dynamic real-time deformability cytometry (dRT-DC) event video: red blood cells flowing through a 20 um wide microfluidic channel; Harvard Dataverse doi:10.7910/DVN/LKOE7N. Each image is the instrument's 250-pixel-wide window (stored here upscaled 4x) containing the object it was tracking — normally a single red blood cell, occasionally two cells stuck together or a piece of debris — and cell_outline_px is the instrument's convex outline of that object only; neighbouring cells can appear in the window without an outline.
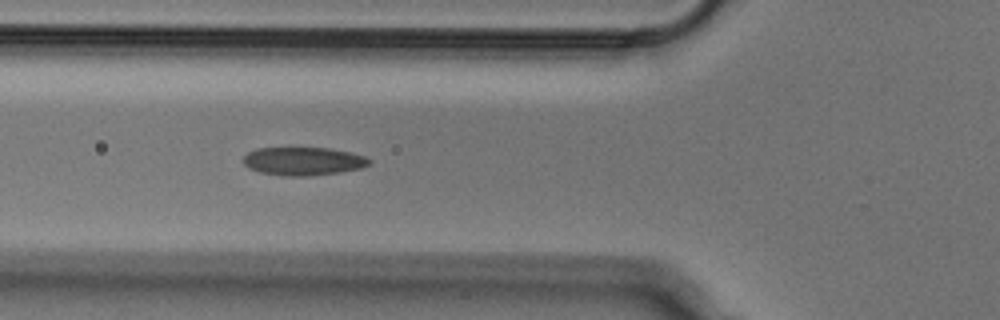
{"species": "Egyptian fruit bat (a non-hibernating species)", "species_latin": "Rousettus aegyptiacus", "temperature_condition": "cold", "stored_images_in_passage": 51, "camera_frame_rate_fps": 3000, "um_per_image_px": 0.085, "animal": {"sex": "male"}, "frame": {"image": 1, "passage_image": 17, "time_ms": 5.333, "image_size_px": [1000, 320], "cell_outline_px": [[372, 160], [368, 164], [360, 168], [340, 172], [308, 176], [284, 176], [260, 172], [248, 168], [244, 164], [244, 156], [248, 152], [256, 148], [328, 148], [348, 152], [364, 156]], "centroid_in_image_um": [25.74, 13.7], "position_along_channel_um": 100.1, "area_um2": 20.58}}
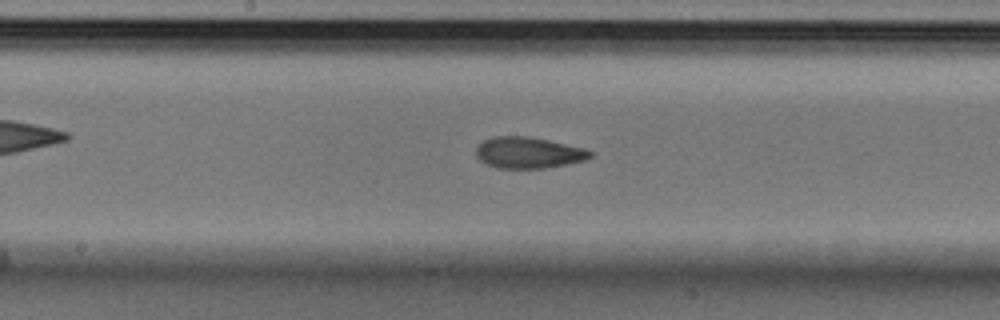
{"frame": {"image": 2, "passage_image": 25, "time_ms": 8.0, "image_size_px": [1000, 320], "cell_outline_px": [[592, 156], [584, 160], [548, 168], [496, 168], [480, 160], [476, 156], [476, 148], [484, 140], [496, 136], [528, 136], [588, 148], [592, 152]], "centroid_in_image_um": [44.94, 12.97], "position_along_channel_um": 203.3, "area_um2": 20.81}}
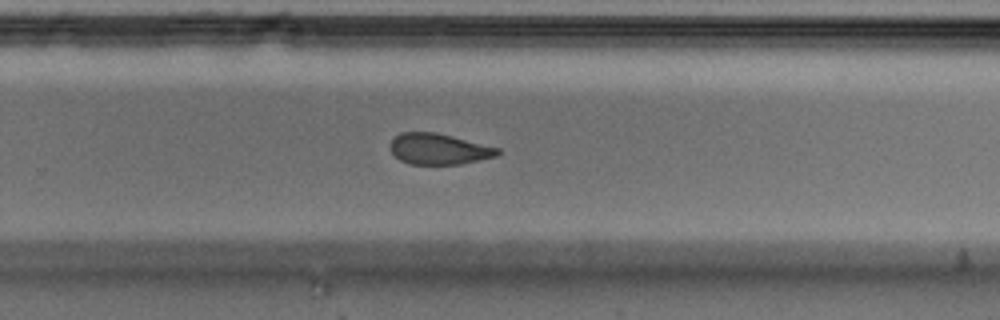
{"frame": {"image": 3, "passage_image": 32, "time_ms": 10.333, "image_size_px": [1000, 320], "cell_outline_px": [[500, 152], [496, 156], [460, 164], [408, 164], [400, 160], [392, 152], [388, 144], [400, 132], [436, 132], [500, 148]], "centroid_in_image_um": [37.27, 12.66], "position_along_channel_um": 292.5, "area_um2": 19.31}}